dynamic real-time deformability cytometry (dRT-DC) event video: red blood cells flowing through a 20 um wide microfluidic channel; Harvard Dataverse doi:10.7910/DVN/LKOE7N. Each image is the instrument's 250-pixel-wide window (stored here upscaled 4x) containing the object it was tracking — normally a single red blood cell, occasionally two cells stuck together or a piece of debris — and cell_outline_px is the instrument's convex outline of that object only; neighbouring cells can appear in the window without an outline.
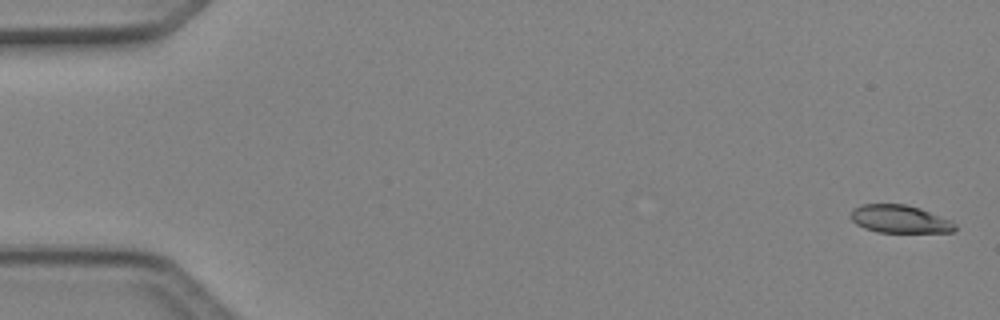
{"species": "Egyptian fruit bat (a non-hibernating species)", "species_latin": "Rousettus aegyptiacus", "temperature_condition": "cold", "stored_images_in_passage": 5, "camera_frame_rate_fps": 3000, "um_per_image_px": 0.085, "animal": {"sex": "female"}, "frame": {"image": 1, "passage_image": 1, "time_ms": 0.0, "image_size_px": [1000, 320], "cell_outline_px": [[956, 228], [952, 232], [876, 232], [864, 228], [856, 224], [852, 220], [852, 208], [864, 204], [904, 204], [920, 208], [952, 220], [956, 224]], "centroid_in_image_um": [76.5, 18.62], "position_along_channel_um": 8.5, "area_um2": 16.94}}
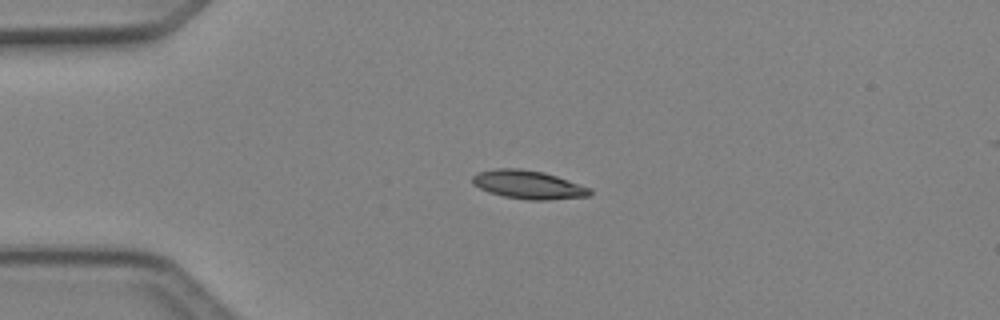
{"frame": {"image": 2, "passage_image": 4, "time_ms": 1.0, "image_size_px": [1000, 320], "cell_outline_px": [[592, 196], [548, 200], [528, 200], [504, 196], [488, 192], [472, 184], [472, 176], [480, 172], [496, 168], [520, 168], [544, 172], [592, 188]], "centroid_in_image_um": [44.93, 15.7], "position_along_channel_um": 40.1, "area_um2": 19.59}}